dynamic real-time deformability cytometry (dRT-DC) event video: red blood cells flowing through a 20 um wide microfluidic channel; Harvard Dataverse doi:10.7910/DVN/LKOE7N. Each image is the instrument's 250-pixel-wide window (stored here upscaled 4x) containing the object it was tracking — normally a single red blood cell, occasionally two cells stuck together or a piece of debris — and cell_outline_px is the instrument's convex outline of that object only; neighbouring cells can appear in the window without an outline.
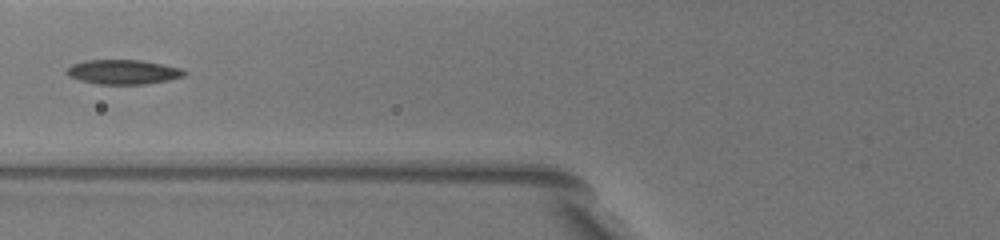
{"species": "common noctule bat (a hibernating species)", "species_latin": "Nyctalus noctula", "temperature_condition": "warm", "stored_images_in_passage": 20, "camera_frame_rate_fps": 3000, "um_per_image_px": 0.085, "animal": {"sex": "female", "body_mass_g": 19.5, "forearm_length_mm": 54.1}, "frame": {"image": 1, "passage_image": 2, "time_ms": 0.333, "image_size_px": [1000, 240], "cell_outline_px": [[188, 72], [184, 76], [168, 80], [144, 84], [96, 84], [80, 80], [68, 76], [64, 72], [72, 64], [84, 60], [140, 60], [164, 64], [180, 68]], "centroid_in_image_um": [10.45, 6.11], "position_along_channel_um": 115.3, "area_um2": 16.88}}
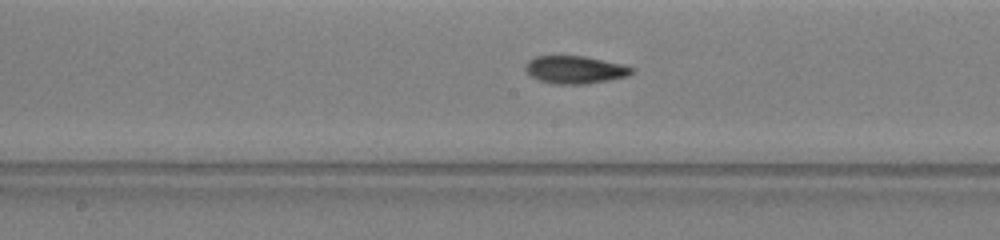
{"frame": {"image": 2, "passage_image": 9, "time_ms": 2.667, "image_size_px": [1000, 240], "cell_outline_px": [[636, 72], [628, 76], [588, 84], [556, 84], [536, 80], [524, 68], [524, 64], [528, 60], [536, 56], [584, 56], [624, 64], [636, 68]], "centroid_in_image_um": [48.91, 5.93], "position_along_channel_um": 199.3, "area_um2": 17.46}}
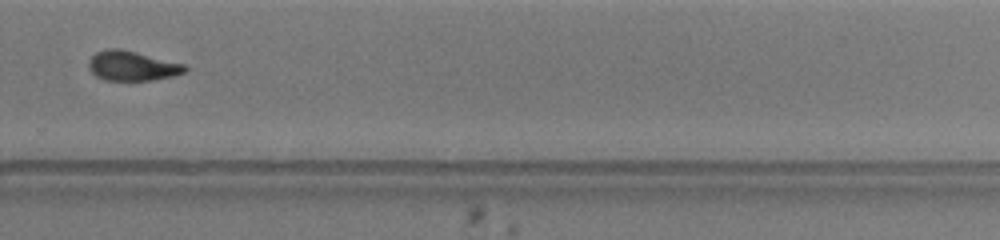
{"frame": {"image": 3, "passage_image": 19, "time_ms": 6.0, "image_size_px": [1000, 240], "cell_outline_px": [[188, 68], [184, 72], [172, 76], [152, 80], [104, 80], [96, 76], [88, 68], [88, 60], [96, 52], [108, 48], [120, 48], [184, 64]], "centroid_in_image_um": [11.19, 5.59], "position_along_channel_um": 318.6, "area_um2": 16.59}}